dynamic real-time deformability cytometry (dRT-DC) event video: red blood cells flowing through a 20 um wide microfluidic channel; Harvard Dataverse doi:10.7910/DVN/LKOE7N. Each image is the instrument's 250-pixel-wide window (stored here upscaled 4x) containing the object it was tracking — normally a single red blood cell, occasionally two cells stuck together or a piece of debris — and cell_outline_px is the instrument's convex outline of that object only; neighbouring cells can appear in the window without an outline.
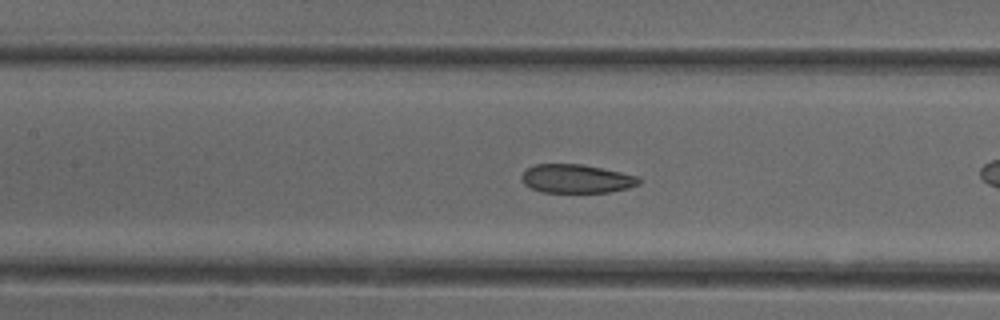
{"species": "common noctule bat (a hibernating species)", "species_latin": "Nyctalus noctula", "temperature_condition": "cold", "stored_images_in_passage": 30, "camera_frame_rate_fps": 3000, "um_per_image_px": 0.085, "animal": {"sex": "female"}, "frame": {"image": 1, "passage_image": 13, "time_ms": 4.0, "image_size_px": [1000, 320], "cell_outline_px": [[640, 184], [628, 188], [608, 192], [544, 192], [532, 188], [524, 184], [520, 176], [528, 168], [536, 164], [580, 164], [620, 172], [636, 176], [640, 180]], "centroid_in_image_um": [48.98, 15.19], "position_along_channel_um": 158.4, "area_um2": 19.31}}
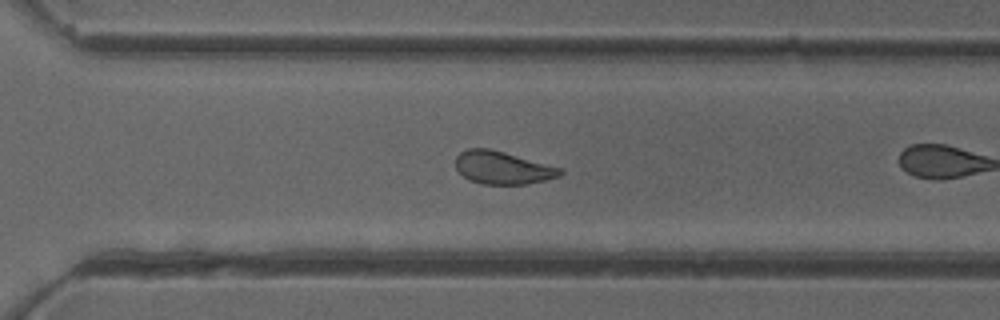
{"frame": {"image": 2, "passage_image": 26, "time_ms": 8.333, "image_size_px": [1000, 320], "cell_outline_px": [[564, 172], [560, 176], [528, 184], [480, 184], [468, 180], [456, 168], [456, 156], [460, 152], [468, 148], [488, 148], [504, 152], [564, 168]], "centroid_in_image_um": [42.74, 14.26], "position_along_channel_um": 327.9, "area_um2": 20.11}}